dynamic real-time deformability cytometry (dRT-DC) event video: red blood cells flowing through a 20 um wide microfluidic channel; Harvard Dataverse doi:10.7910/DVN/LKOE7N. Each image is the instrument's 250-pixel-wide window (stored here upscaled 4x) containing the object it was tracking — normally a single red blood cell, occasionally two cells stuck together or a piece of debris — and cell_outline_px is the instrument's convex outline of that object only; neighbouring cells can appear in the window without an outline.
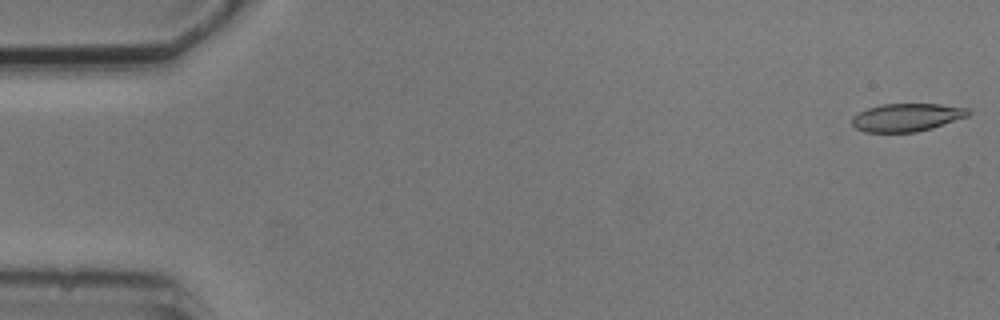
{"species": "common noctule bat (a hibernating species)", "species_latin": "Nyctalus noctula", "temperature_condition": "cold", "stored_images_in_passage": 4, "camera_frame_rate_fps": 3000, "um_per_image_px": 0.085, "animal": {"sex": "male", "body_mass_g": 20.5, "forearm_length_mm": 52.5}, "frame": {"image": 1, "passage_image": 1, "time_ms": 0.0, "image_size_px": [1000, 320], "cell_outline_px": [[972, 112], [968, 116], [932, 128], [916, 132], [864, 132], [856, 128], [852, 124], [852, 116], [868, 108], [884, 104], [940, 104], [968, 108]], "centroid_in_image_um": [77.09, 9.98], "position_along_channel_um": 7.9, "area_um2": 18.9}}
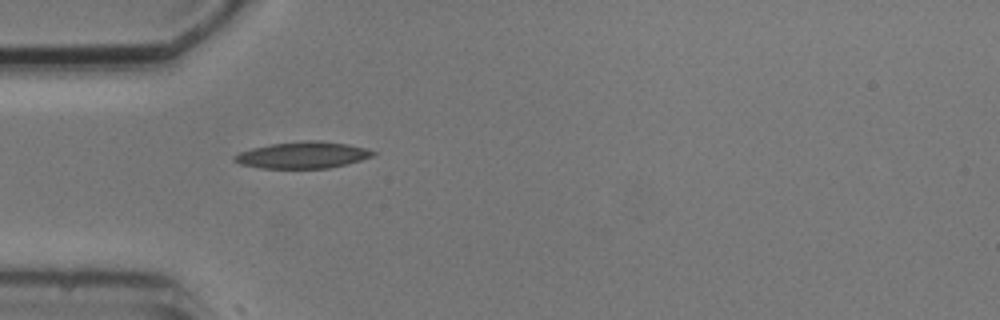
{"frame": {"image": 2, "passage_image": 4, "time_ms": 5.0, "image_size_px": [1000, 320], "cell_outline_px": [[376, 152], [372, 156], [360, 160], [328, 168], [260, 168], [240, 164], [232, 160], [232, 156], [240, 152], [252, 148], [272, 144], [304, 140], [320, 140], [348, 144], [368, 148]], "centroid_in_image_um": [25.71, 13.17], "position_along_channel_um": 59.3, "area_um2": 21.44}}